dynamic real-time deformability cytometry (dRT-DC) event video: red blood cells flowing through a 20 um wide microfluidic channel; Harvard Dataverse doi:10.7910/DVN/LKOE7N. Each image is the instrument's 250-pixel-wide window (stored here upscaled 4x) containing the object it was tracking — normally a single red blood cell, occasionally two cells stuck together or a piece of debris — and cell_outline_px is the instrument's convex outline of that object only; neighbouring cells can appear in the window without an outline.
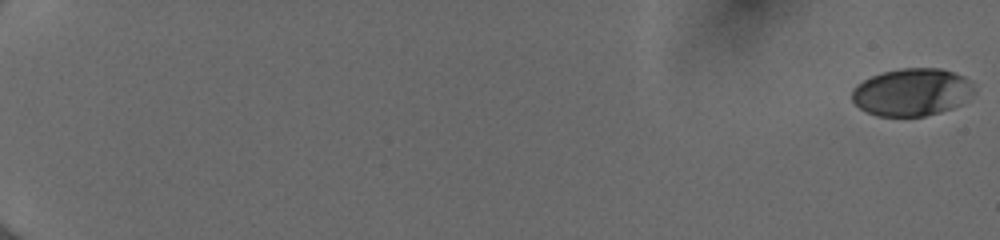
{"species": "human", "species_latin": "Homo sapiens", "temperature_condition": "cold", "stored_images_in_passage": 55, "camera_frame_rate_fps": 3000, "um_per_image_px": 0.085, "donor": {"sex": "female"}, "frame": {"image": 1, "passage_image": 1, "time_ms": 0.0, "image_size_px": [1000, 240], "cell_outline_px": [[976, 92], [952, 108], [940, 112], [924, 116], [876, 116], [860, 108], [852, 100], [852, 88], [856, 84], [872, 76], [884, 72], [900, 68], [940, 68], [964, 76], [972, 84]], "centroid_in_image_um": [77.49, 7.83], "position_along_channel_um": 7.5, "area_um2": 33.7}}
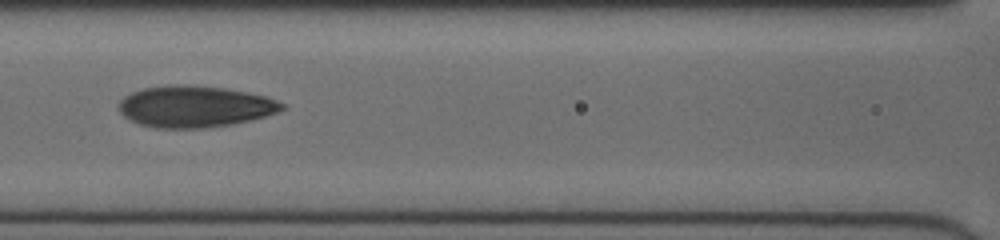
{"frame": {"image": 2, "passage_image": 29, "time_ms": 9.333, "image_size_px": [1000, 240], "cell_outline_px": [[284, 108], [276, 112], [264, 116], [232, 124], [204, 128], [152, 128], [140, 124], [124, 116], [120, 112], [120, 100], [124, 96], [132, 92], [144, 88], [168, 84], [192, 84], [224, 88], [268, 96], [284, 104]], "centroid_in_image_um": [16.54, 9.04], "position_along_channel_um": 150.1, "area_um2": 39.42}}
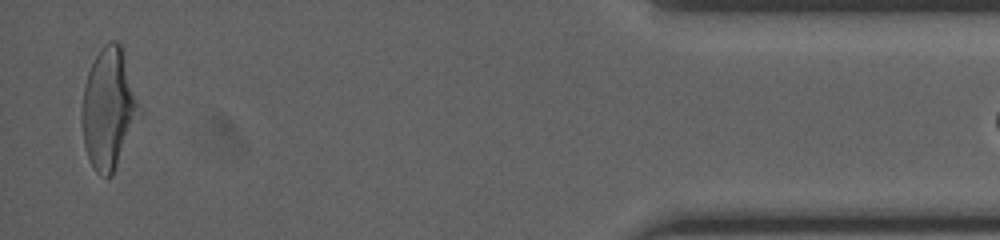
{"frame": {"image": 3, "passage_image": 54, "time_ms": 17.667, "image_size_px": [1000, 240], "cell_outline_px": [[140, 112], [112, 176], [100, 176], [96, 172], [88, 156], [84, 144], [80, 120], [80, 112], [84, 84], [88, 72], [100, 48], [108, 40], [116, 40], [120, 44]], "centroid_in_image_um": [9.16, 9.24], "position_along_channel_um": 426.0, "area_um2": 39.42}}